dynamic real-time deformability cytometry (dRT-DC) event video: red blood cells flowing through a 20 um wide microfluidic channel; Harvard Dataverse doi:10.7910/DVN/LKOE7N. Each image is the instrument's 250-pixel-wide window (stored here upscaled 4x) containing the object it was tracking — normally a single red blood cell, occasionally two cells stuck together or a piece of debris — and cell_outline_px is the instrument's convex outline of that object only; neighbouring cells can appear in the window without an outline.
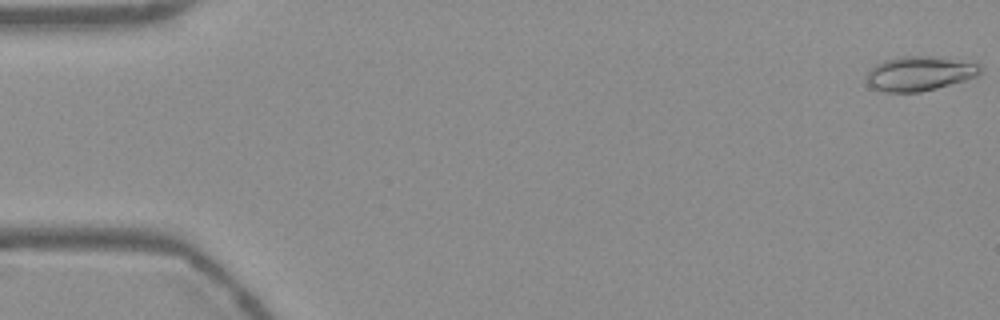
{"species": "Egyptian fruit bat (a non-hibernating species)", "species_latin": "Rousettus aegyptiacus", "temperature_condition": "warm", "stored_images_in_passage": 54, "camera_frame_rate_fps": 3000, "um_per_image_px": 0.085, "frame": {"image": 1, "passage_image": 1, "time_ms": 0.0, "image_size_px": [1000, 320], "cell_outline_px": [[980, 72], [976, 76], [964, 80], [936, 88], [920, 92], [884, 92], [872, 88], [864, 80], [868, 68], [884, 60], [900, 56], [936, 56], [980, 64]], "centroid_in_image_um": [78.07, 6.24], "position_along_channel_um": 6.9, "area_um2": 23.0}}
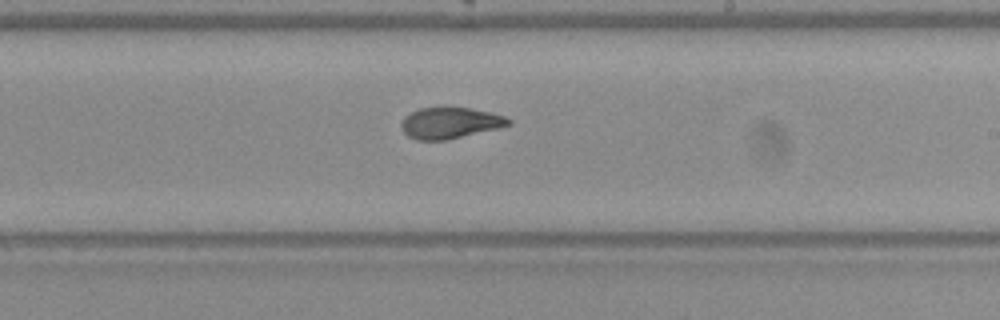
{"frame": {"image": 2, "passage_image": 32, "time_ms": 10.333, "image_size_px": [1000, 320], "cell_outline_px": [[512, 124], [496, 128], [444, 140], [416, 140], [408, 136], [400, 128], [400, 124], [404, 116], [408, 112], [420, 108], [468, 108], [488, 112], [504, 116], [512, 120]], "centroid_in_image_um": [38.18, 10.45], "position_along_channel_um": 250.8, "area_um2": 19.19}}
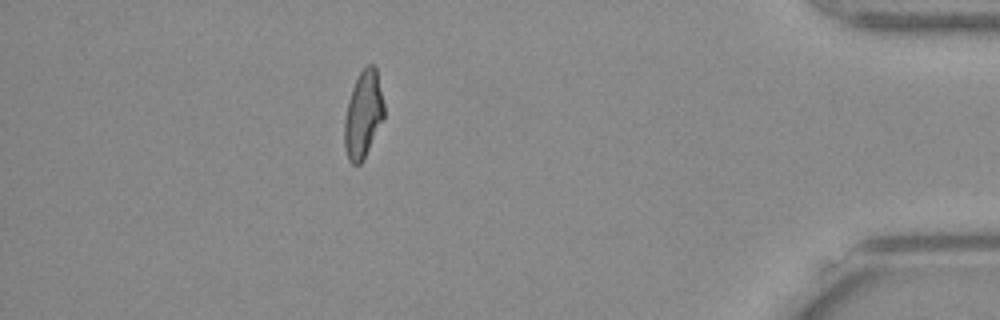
{"frame": {"image": 3, "passage_image": 48, "time_ms": 15.667, "image_size_px": [1000, 320], "cell_outline_px": [[384, 116], [360, 164], [352, 164], [348, 160], [344, 148], [344, 120], [348, 100], [352, 88], [360, 72], [368, 64], [372, 64], [376, 68], [384, 104]], "centroid_in_image_um": [30.85, 9.72], "position_along_channel_um": 404.4, "area_um2": 19.71}, "authors_computed_cell_mechanics": {"area_um2": 20.519, "velocity_mm_per_s": 3.7806, "shape_relaxation_time_tau1_ms": 5.6396, "shape_relaxation_time_tau2_ms": 2.2611, "deformation_change_tau1": 0.2172, "deformation_change_tau2": 0.091}}